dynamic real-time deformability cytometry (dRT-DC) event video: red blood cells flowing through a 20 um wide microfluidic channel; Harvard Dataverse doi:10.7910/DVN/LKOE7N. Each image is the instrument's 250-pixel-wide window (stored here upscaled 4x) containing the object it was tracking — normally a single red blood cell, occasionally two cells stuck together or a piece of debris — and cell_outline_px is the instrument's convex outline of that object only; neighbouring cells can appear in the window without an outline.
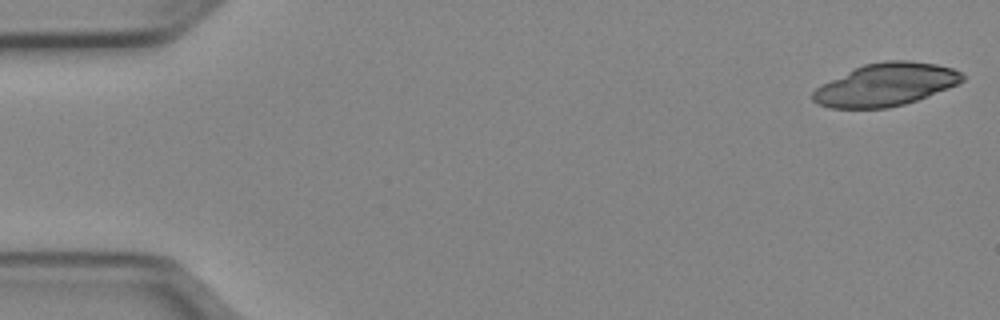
{"species": "Egyptian fruit bat (a non-hibernating species)", "species_latin": "Rousettus aegyptiacus", "temperature_condition": "cold", "stored_images_in_passage": 9, "camera_frame_rate_fps": 3000, "um_per_image_px": 0.085, "animal": {"sex": "female"}, "frame": {"image": 1, "passage_image": 1, "time_ms": 0.0, "image_size_px": [1000, 320], "cell_outline_px": [[964, 80], [948, 88], [916, 100], [904, 104], [888, 108], [828, 108], [816, 104], [812, 100], [812, 92], [820, 84], [864, 64], [884, 60], [908, 60], [936, 64], [952, 68], [960, 72], [964, 76]], "centroid_in_image_um": [75.24, 7.2], "position_along_channel_um": 9.8, "area_um2": 37.17}}